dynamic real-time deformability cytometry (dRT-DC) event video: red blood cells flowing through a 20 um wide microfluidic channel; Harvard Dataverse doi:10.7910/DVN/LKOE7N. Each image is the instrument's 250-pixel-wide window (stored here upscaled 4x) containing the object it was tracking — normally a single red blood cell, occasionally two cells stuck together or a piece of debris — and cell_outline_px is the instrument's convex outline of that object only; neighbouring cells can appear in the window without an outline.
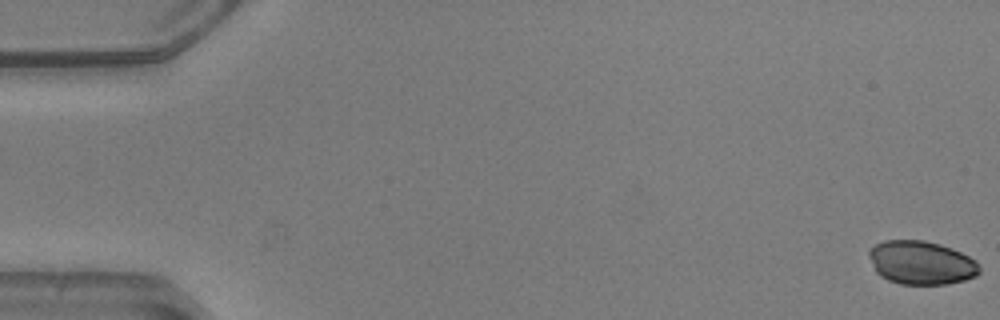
{"species": "common noctule bat (a hibernating species)", "species_latin": "Nyctalus noctula", "temperature_condition": "warm", "stored_images_in_passage": 52, "camera_frame_rate_fps": 3000, "um_per_image_px": 0.085, "animal": {"sex": "male", "body_mass_g": 20.5, "forearm_length_mm": 52.5}, "frame": {"image": 1, "passage_image": 1, "time_ms": 0.0, "image_size_px": [1000, 320], "cell_outline_px": [[980, 272], [976, 276], [964, 280], [948, 284], [900, 284], [888, 280], [880, 276], [876, 272], [868, 256], [868, 248], [884, 240], [924, 240], [940, 244], [960, 252], [976, 260], [980, 268]], "centroid_in_image_um": [78.28, 22.33], "position_along_channel_um": 6.7, "area_um2": 28.21}}
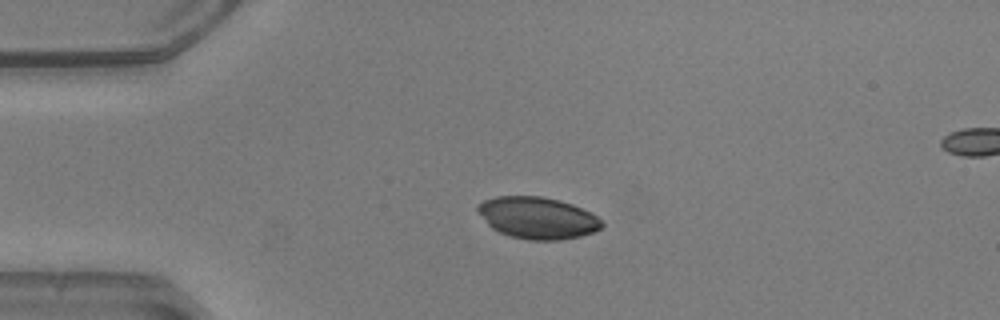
{"frame": {"image": 2, "passage_image": 13, "time_ms": 4.0, "image_size_px": [1000, 320], "cell_outline_px": [[604, 224], [600, 228], [592, 232], [580, 236], [560, 240], [528, 240], [512, 236], [500, 232], [492, 228], [476, 212], [476, 208], [484, 200], [496, 196], [540, 196], [560, 200], [572, 204], [596, 216]], "centroid_in_image_um": [45.66, 18.51], "position_along_channel_um": 39.3, "area_um2": 30.0}}
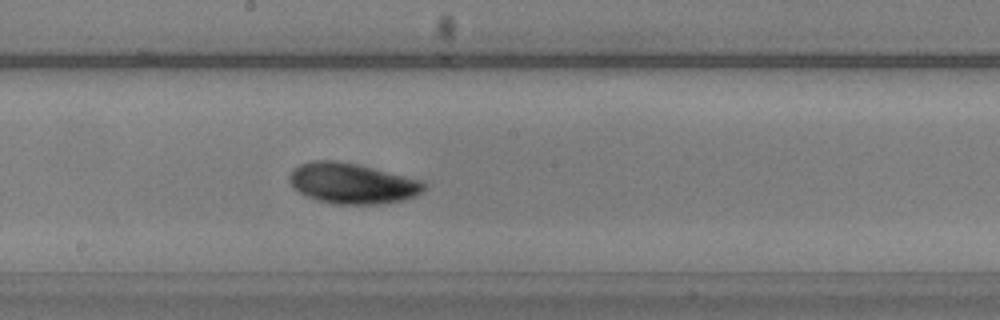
{"frame": {"image": 3, "passage_image": 29, "time_ms": 9.333, "image_size_px": [1000, 320], "cell_outline_px": [[428, 188], [424, 192], [416, 196], [400, 200], [380, 204], [336, 204], [316, 200], [292, 188], [288, 176], [300, 164], [312, 160], [336, 160], [356, 164], [424, 180], [428, 184]], "centroid_in_image_um": [29.99, 15.59], "position_along_channel_um": 218.2, "area_um2": 32.02}}